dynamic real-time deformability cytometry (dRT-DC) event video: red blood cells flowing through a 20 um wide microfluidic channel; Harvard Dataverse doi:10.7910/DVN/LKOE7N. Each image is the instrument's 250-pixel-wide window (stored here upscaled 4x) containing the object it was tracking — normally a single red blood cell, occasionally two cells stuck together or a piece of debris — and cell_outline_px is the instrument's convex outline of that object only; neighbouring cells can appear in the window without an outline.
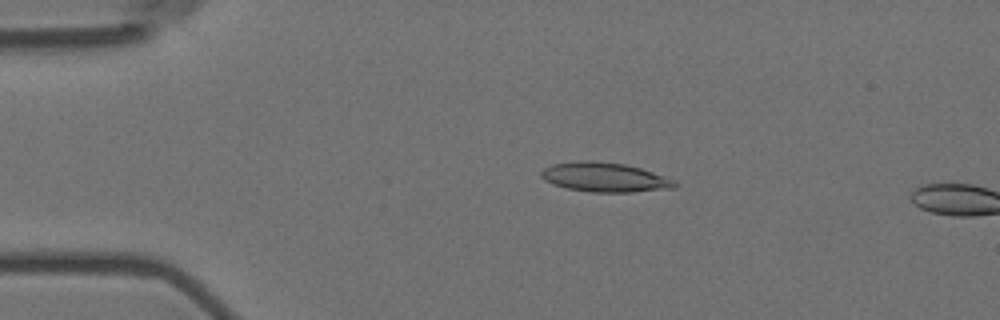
{"species": "Egyptian fruit bat (a non-hibernating species)", "species_latin": "Rousettus aegyptiacus", "temperature_condition": "room temperature", "stored_images_in_passage": 4, "camera_frame_rate_fps": 3000, "um_per_image_px": 0.085, "animal": {"sex": "female"}, "frame": {"image": 1, "passage_image": 3, "time_ms": 0.667, "image_size_px": [1000, 320], "cell_outline_px": [[676, 188], [632, 192], [592, 192], [568, 188], [552, 184], [544, 180], [540, 176], [540, 172], [544, 168], [552, 164], [580, 160], [596, 160], [624, 164], [640, 168], [676, 180]], "centroid_in_image_um": [51.39, 15.06], "position_along_channel_um": 33.6, "area_um2": 23.0}}